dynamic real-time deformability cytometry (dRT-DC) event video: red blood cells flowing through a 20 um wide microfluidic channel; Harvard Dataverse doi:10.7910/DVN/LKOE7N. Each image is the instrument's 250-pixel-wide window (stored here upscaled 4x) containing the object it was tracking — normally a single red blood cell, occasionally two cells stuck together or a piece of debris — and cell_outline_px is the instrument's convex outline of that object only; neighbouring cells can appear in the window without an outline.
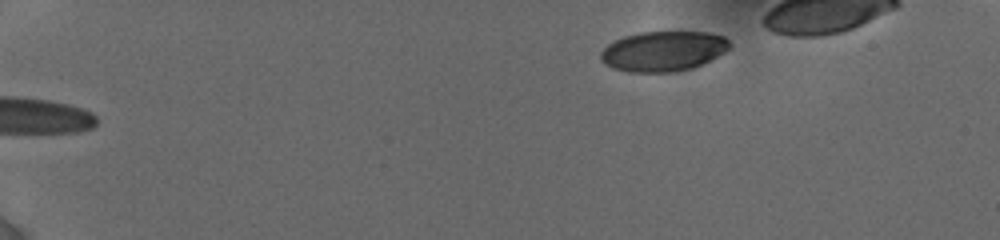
{"species": "human", "species_latin": "Homo sapiens", "temperature_condition": "cold", "stored_images_in_passage": 7, "camera_frame_rate_fps": 3000, "um_per_image_px": 0.085, "donor": {"sex": "female"}, "frame": {"image": 1, "passage_image": 7, "time_ms": 6.0, "image_size_px": [1000, 240], "cell_outline_px": [[732, 44], [724, 52], [692, 68], [676, 72], [628, 72], [612, 68], [600, 60], [600, 52], [608, 44], [624, 36], [640, 32], [708, 32], [724, 36]], "centroid_in_image_um": [56.35, 4.35], "position_along_channel_um": 28.6, "area_um2": 30.06}}